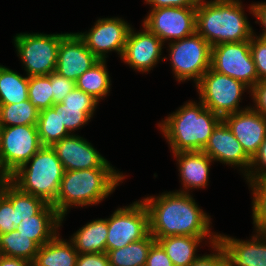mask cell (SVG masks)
<instances>
[{
	"instance_id": "1",
	"label": "cell",
	"mask_w": 266,
	"mask_h": 266,
	"mask_svg": "<svg viewBox=\"0 0 266 266\" xmlns=\"http://www.w3.org/2000/svg\"><path fill=\"white\" fill-rule=\"evenodd\" d=\"M149 215V232L154 238L168 236H211L210 217L186 191L168 192L142 201ZM210 234V235H209Z\"/></svg>"
},
{
	"instance_id": "2",
	"label": "cell",
	"mask_w": 266,
	"mask_h": 266,
	"mask_svg": "<svg viewBox=\"0 0 266 266\" xmlns=\"http://www.w3.org/2000/svg\"><path fill=\"white\" fill-rule=\"evenodd\" d=\"M196 32L211 47L248 41L254 35L239 0H199L196 6Z\"/></svg>"
},
{
	"instance_id": "3",
	"label": "cell",
	"mask_w": 266,
	"mask_h": 266,
	"mask_svg": "<svg viewBox=\"0 0 266 266\" xmlns=\"http://www.w3.org/2000/svg\"><path fill=\"white\" fill-rule=\"evenodd\" d=\"M123 179L124 175L113 168L65 171L58 197L52 205L63 221L69 206L97 204L111 194Z\"/></svg>"
},
{
	"instance_id": "4",
	"label": "cell",
	"mask_w": 266,
	"mask_h": 266,
	"mask_svg": "<svg viewBox=\"0 0 266 266\" xmlns=\"http://www.w3.org/2000/svg\"><path fill=\"white\" fill-rule=\"evenodd\" d=\"M198 105L188 102L159 124L173 153L202 151L213 130L222 121L201 102Z\"/></svg>"
},
{
	"instance_id": "5",
	"label": "cell",
	"mask_w": 266,
	"mask_h": 266,
	"mask_svg": "<svg viewBox=\"0 0 266 266\" xmlns=\"http://www.w3.org/2000/svg\"><path fill=\"white\" fill-rule=\"evenodd\" d=\"M31 162L29 168L27 165ZM64 167L50 146H42L26 163L10 175L21 191L53 204L57 197Z\"/></svg>"
},
{
	"instance_id": "6",
	"label": "cell",
	"mask_w": 266,
	"mask_h": 266,
	"mask_svg": "<svg viewBox=\"0 0 266 266\" xmlns=\"http://www.w3.org/2000/svg\"><path fill=\"white\" fill-rule=\"evenodd\" d=\"M65 34H17L16 51L21 58L27 76L49 75L56 70L58 49Z\"/></svg>"
},
{
	"instance_id": "7",
	"label": "cell",
	"mask_w": 266,
	"mask_h": 266,
	"mask_svg": "<svg viewBox=\"0 0 266 266\" xmlns=\"http://www.w3.org/2000/svg\"><path fill=\"white\" fill-rule=\"evenodd\" d=\"M200 102L222 119L240 109L239 101L246 88L243 82L221 74L211 67L196 83Z\"/></svg>"
},
{
	"instance_id": "8",
	"label": "cell",
	"mask_w": 266,
	"mask_h": 266,
	"mask_svg": "<svg viewBox=\"0 0 266 266\" xmlns=\"http://www.w3.org/2000/svg\"><path fill=\"white\" fill-rule=\"evenodd\" d=\"M172 70L180 82L197 83L211 67V45L197 32L170 43Z\"/></svg>"
},
{
	"instance_id": "9",
	"label": "cell",
	"mask_w": 266,
	"mask_h": 266,
	"mask_svg": "<svg viewBox=\"0 0 266 266\" xmlns=\"http://www.w3.org/2000/svg\"><path fill=\"white\" fill-rule=\"evenodd\" d=\"M211 68L243 82L250 90L259 81L250 50V40L211 47Z\"/></svg>"
},
{
	"instance_id": "10",
	"label": "cell",
	"mask_w": 266,
	"mask_h": 266,
	"mask_svg": "<svg viewBox=\"0 0 266 266\" xmlns=\"http://www.w3.org/2000/svg\"><path fill=\"white\" fill-rule=\"evenodd\" d=\"M106 252L145 238L149 232V215L142 201L118 208L107 219Z\"/></svg>"
},
{
	"instance_id": "11",
	"label": "cell",
	"mask_w": 266,
	"mask_h": 266,
	"mask_svg": "<svg viewBox=\"0 0 266 266\" xmlns=\"http://www.w3.org/2000/svg\"><path fill=\"white\" fill-rule=\"evenodd\" d=\"M41 147L37 125L1 127L0 163L8 175L26 163Z\"/></svg>"
},
{
	"instance_id": "12",
	"label": "cell",
	"mask_w": 266,
	"mask_h": 266,
	"mask_svg": "<svg viewBox=\"0 0 266 266\" xmlns=\"http://www.w3.org/2000/svg\"><path fill=\"white\" fill-rule=\"evenodd\" d=\"M143 25L162 42L180 40L196 32V6L152 9Z\"/></svg>"
},
{
	"instance_id": "13",
	"label": "cell",
	"mask_w": 266,
	"mask_h": 266,
	"mask_svg": "<svg viewBox=\"0 0 266 266\" xmlns=\"http://www.w3.org/2000/svg\"><path fill=\"white\" fill-rule=\"evenodd\" d=\"M131 27L124 20L117 18L98 19L88 33H78L87 48L99 59L106 60L108 51L123 54Z\"/></svg>"
},
{
	"instance_id": "14",
	"label": "cell",
	"mask_w": 266,
	"mask_h": 266,
	"mask_svg": "<svg viewBox=\"0 0 266 266\" xmlns=\"http://www.w3.org/2000/svg\"><path fill=\"white\" fill-rule=\"evenodd\" d=\"M52 149L65 171L112 168L94 147L80 136L70 135L54 143Z\"/></svg>"
},
{
	"instance_id": "15",
	"label": "cell",
	"mask_w": 266,
	"mask_h": 266,
	"mask_svg": "<svg viewBox=\"0 0 266 266\" xmlns=\"http://www.w3.org/2000/svg\"><path fill=\"white\" fill-rule=\"evenodd\" d=\"M222 120L252 159L266 137V116L257 112L254 107H247L225 116Z\"/></svg>"
},
{
	"instance_id": "16",
	"label": "cell",
	"mask_w": 266,
	"mask_h": 266,
	"mask_svg": "<svg viewBox=\"0 0 266 266\" xmlns=\"http://www.w3.org/2000/svg\"><path fill=\"white\" fill-rule=\"evenodd\" d=\"M97 61L78 33H67L60 41L55 72L76 82Z\"/></svg>"
},
{
	"instance_id": "17",
	"label": "cell",
	"mask_w": 266,
	"mask_h": 266,
	"mask_svg": "<svg viewBox=\"0 0 266 266\" xmlns=\"http://www.w3.org/2000/svg\"><path fill=\"white\" fill-rule=\"evenodd\" d=\"M162 43L159 37L145 26L144 30L138 33L131 28L121 58L132 68L148 72L160 59Z\"/></svg>"
},
{
	"instance_id": "18",
	"label": "cell",
	"mask_w": 266,
	"mask_h": 266,
	"mask_svg": "<svg viewBox=\"0 0 266 266\" xmlns=\"http://www.w3.org/2000/svg\"><path fill=\"white\" fill-rule=\"evenodd\" d=\"M202 151L213 161L246 168L245 175L248 174L251 158L245 153L240 142L223 120L213 130Z\"/></svg>"
},
{
	"instance_id": "19",
	"label": "cell",
	"mask_w": 266,
	"mask_h": 266,
	"mask_svg": "<svg viewBox=\"0 0 266 266\" xmlns=\"http://www.w3.org/2000/svg\"><path fill=\"white\" fill-rule=\"evenodd\" d=\"M257 233L252 241L218 235V242L224 248L230 266H266V234Z\"/></svg>"
},
{
	"instance_id": "20",
	"label": "cell",
	"mask_w": 266,
	"mask_h": 266,
	"mask_svg": "<svg viewBox=\"0 0 266 266\" xmlns=\"http://www.w3.org/2000/svg\"><path fill=\"white\" fill-rule=\"evenodd\" d=\"M61 216L52 204H46L36 215L22 220L16 230L33 240L39 247L48 243L61 225Z\"/></svg>"
},
{
	"instance_id": "21",
	"label": "cell",
	"mask_w": 266,
	"mask_h": 266,
	"mask_svg": "<svg viewBox=\"0 0 266 266\" xmlns=\"http://www.w3.org/2000/svg\"><path fill=\"white\" fill-rule=\"evenodd\" d=\"M173 154L178 158L183 187L191 189L202 188L207 185L209 166L212 162L208 155L203 151H183Z\"/></svg>"
},
{
	"instance_id": "22",
	"label": "cell",
	"mask_w": 266,
	"mask_h": 266,
	"mask_svg": "<svg viewBox=\"0 0 266 266\" xmlns=\"http://www.w3.org/2000/svg\"><path fill=\"white\" fill-rule=\"evenodd\" d=\"M107 235V219H98L74 233L71 242L78 254L106 253Z\"/></svg>"
},
{
	"instance_id": "23",
	"label": "cell",
	"mask_w": 266,
	"mask_h": 266,
	"mask_svg": "<svg viewBox=\"0 0 266 266\" xmlns=\"http://www.w3.org/2000/svg\"><path fill=\"white\" fill-rule=\"evenodd\" d=\"M78 256L72 242L68 243L55 235L39 247L33 262L38 266H75Z\"/></svg>"
},
{
	"instance_id": "24",
	"label": "cell",
	"mask_w": 266,
	"mask_h": 266,
	"mask_svg": "<svg viewBox=\"0 0 266 266\" xmlns=\"http://www.w3.org/2000/svg\"><path fill=\"white\" fill-rule=\"evenodd\" d=\"M203 238L205 237L178 235L155 239L163 247L174 266H189L199 257L195 252Z\"/></svg>"
},
{
	"instance_id": "25",
	"label": "cell",
	"mask_w": 266,
	"mask_h": 266,
	"mask_svg": "<svg viewBox=\"0 0 266 266\" xmlns=\"http://www.w3.org/2000/svg\"><path fill=\"white\" fill-rule=\"evenodd\" d=\"M156 242L152 234L119 249L108 250L109 266H145L151 246Z\"/></svg>"
},
{
	"instance_id": "26",
	"label": "cell",
	"mask_w": 266,
	"mask_h": 266,
	"mask_svg": "<svg viewBox=\"0 0 266 266\" xmlns=\"http://www.w3.org/2000/svg\"><path fill=\"white\" fill-rule=\"evenodd\" d=\"M2 194L12 203L16 215V227L22 220L36 215L47 203L36 196L21 191L9 181Z\"/></svg>"
},
{
	"instance_id": "27",
	"label": "cell",
	"mask_w": 266,
	"mask_h": 266,
	"mask_svg": "<svg viewBox=\"0 0 266 266\" xmlns=\"http://www.w3.org/2000/svg\"><path fill=\"white\" fill-rule=\"evenodd\" d=\"M105 60L97 61L85 71L76 81V87L91 95L97 101L107 95L110 89L109 73Z\"/></svg>"
},
{
	"instance_id": "28",
	"label": "cell",
	"mask_w": 266,
	"mask_h": 266,
	"mask_svg": "<svg viewBox=\"0 0 266 266\" xmlns=\"http://www.w3.org/2000/svg\"><path fill=\"white\" fill-rule=\"evenodd\" d=\"M28 100V76L0 65V104H14Z\"/></svg>"
},
{
	"instance_id": "29",
	"label": "cell",
	"mask_w": 266,
	"mask_h": 266,
	"mask_svg": "<svg viewBox=\"0 0 266 266\" xmlns=\"http://www.w3.org/2000/svg\"><path fill=\"white\" fill-rule=\"evenodd\" d=\"M39 246L30 238L13 230L0 234V255L11 258H20L33 262Z\"/></svg>"
},
{
	"instance_id": "30",
	"label": "cell",
	"mask_w": 266,
	"mask_h": 266,
	"mask_svg": "<svg viewBox=\"0 0 266 266\" xmlns=\"http://www.w3.org/2000/svg\"><path fill=\"white\" fill-rule=\"evenodd\" d=\"M37 129L42 146H52L61 139L70 136L62 123L61 113L53 107L40 111Z\"/></svg>"
},
{
	"instance_id": "31",
	"label": "cell",
	"mask_w": 266,
	"mask_h": 266,
	"mask_svg": "<svg viewBox=\"0 0 266 266\" xmlns=\"http://www.w3.org/2000/svg\"><path fill=\"white\" fill-rule=\"evenodd\" d=\"M39 113L40 111L29 99L20 103L0 104V125L1 127L37 125Z\"/></svg>"
},
{
	"instance_id": "32",
	"label": "cell",
	"mask_w": 266,
	"mask_h": 266,
	"mask_svg": "<svg viewBox=\"0 0 266 266\" xmlns=\"http://www.w3.org/2000/svg\"><path fill=\"white\" fill-rule=\"evenodd\" d=\"M28 99L39 111L52 107L51 73L28 77Z\"/></svg>"
},
{
	"instance_id": "33",
	"label": "cell",
	"mask_w": 266,
	"mask_h": 266,
	"mask_svg": "<svg viewBox=\"0 0 266 266\" xmlns=\"http://www.w3.org/2000/svg\"><path fill=\"white\" fill-rule=\"evenodd\" d=\"M52 107L56 112L61 113L62 123L69 133L87 124L96 108L66 106L62 103L53 104Z\"/></svg>"
},
{
	"instance_id": "34",
	"label": "cell",
	"mask_w": 266,
	"mask_h": 266,
	"mask_svg": "<svg viewBox=\"0 0 266 266\" xmlns=\"http://www.w3.org/2000/svg\"><path fill=\"white\" fill-rule=\"evenodd\" d=\"M253 189V222L257 232L266 234V179L248 180Z\"/></svg>"
},
{
	"instance_id": "35",
	"label": "cell",
	"mask_w": 266,
	"mask_h": 266,
	"mask_svg": "<svg viewBox=\"0 0 266 266\" xmlns=\"http://www.w3.org/2000/svg\"><path fill=\"white\" fill-rule=\"evenodd\" d=\"M250 50L260 80L266 79V39L254 37L250 39Z\"/></svg>"
},
{
	"instance_id": "36",
	"label": "cell",
	"mask_w": 266,
	"mask_h": 266,
	"mask_svg": "<svg viewBox=\"0 0 266 266\" xmlns=\"http://www.w3.org/2000/svg\"><path fill=\"white\" fill-rule=\"evenodd\" d=\"M212 246L217 253L210 255L199 256L189 266H224L227 263V255L224 248L218 242V235H213L210 238Z\"/></svg>"
},
{
	"instance_id": "37",
	"label": "cell",
	"mask_w": 266,
	"mask_h": 266,
	"mask_svg": "<svg viewBox=\"0 0 266 266\" xmlns=\"http://www.w3.org/2000/svg\"><path fill=\"white\" fill-rule=\"evenodd\" d=\"M51 85L53 92V103L58 104L61 103L65 96L76 87V82L61 76L54 71L51 73Z\"/></svg>"
},
{
	"instance_id": "38",
	"label": "cell",
	"mask_w": 266,
	"mask_h": 266,
	"mask_svg": "<svg viewBox=\"0 0 266 266\" xmlns=\"http://www.w3.org/2000/svg\"><path fill=\"white\" fill-rule=\"evenodd\" d=\"M16 230V215L12 203L0 193V234Z\"/></svg>"
},
{
	"instance_id": "39",
	"label": "cell",
	"mask_w": 266,
	"mask_h": 266,
	"mask_svg": "<svg viewBox=\"0 0 266 266\" xmlns=\"http://www.w3.org/2000/svg\"><path fill=\"white\" fill-rule=\"evenodd\" d=\"M257 165L258 167L260 165L262 168H258V170L255 171L256 173H254V171H252V167ZM264 168L266 169V137L260 145L258 152L251 159V170L249 169L248 174L245 175L247 180L266 179V170Z\"/></svg>"
},
{
	"instance_id": "40",
	"label": "cell",
	"mask_w": 266,
	"mask_h": 266,
	"mask_svg": "<svg viewBox=\"0 0 266 266\" xmlns=\"http://www.w3.org/2000/svg\"><path fill=\"white\" fill-rule=\"evenodd\" d=\"M61 103L65 104L66 106L74 107H96L98 101L91 95L75 87L69 94L65 96Z\"/></svg>"
},
{
	"instance_id": "41",
	"label": "cell",
	"mask_w": 266,
	"mask_h": 266,
	"mask_svg": "<svg viewBox=\"0 0 266 266\" xmlns=\"http://www.w3.org/2000/svg\"><path fill=\"white\" fill-rule=\"evenodd\" d=\"M145 266H174L163 247L156 241L150 248Z\"/></svg>"
},
{
	"instance_id": "42",
	"label": "cell",
	"mask_w": 266,
	"mask_h": 266,
	"mask_svg": "<svg viewBox=\"0 0 266 266\" xmlns=\"http://www.w3.org/2000/svg\"><path fill=\"white\" fill-rule=\"evenodd\" d=\"M75 266H109L107 253L79 254Z\"/></svg>"
},
{
	"instance_id": "43",
	"label": "cell",
	"mask_w": 266,
	"mask_h": 266,
	"mask_svg": "<svg viewBox=\"0 0 266 266\" xmlns=\"http://www.w3.org/2000/svg\"><path fill=\"white\" fill-rule=\"evenodd\" d=\"M251 93L256 104L255 110L266 116V79L258 81Z\"/></svg>"
},
{
	"instance_id": "44",
	"label": "cell",
	"mask_w": 266,
	"mask_h": 266,
	"mask_svg": "<svg viewBox=\"0 0 266 266\" xmlns=\"http://www.w3.org/2000/svg\"><path fill=\"white\" fill-rule=\"evenodd\" d=\"M151 4L152 9L165 7H189L197 6L199 0H145Z\"/></svg>"
},
{
	"instance_id": "45",
	"label": "cell",
	"mask_w": 266,
	"mask_h": 266,
	"mask_svg": "<svg viewBox=\"0 0 266 266\" xmlns=\"http://www.w3.org/2000/svg\"><path fill=\"white\" fill-rule=\"evenodd\" d=\"M250 10L254 16L257 17L260 24L264 25V33H262L260 38L266 39V3L252 4Z\"/></svg>"
},
{
	"instance_id": "46",
	"label": "cell",
	"mask_w": 266,
	"mask_h": 266,
	"mask_svg": "<svg viewBox=\"0 0 266 266\" xmlns=\"http://www.w3.org/2000/svg\"><path fill=\"white\" fill-rule=\"evenodd\" d=\"M29 261L0 255V266H29Z\"/></svg>"
},
{
	"instance_id": "47",
	"label": "cell",
	"mask_w": 266,
	"mask_h": 266,
	"mask_svg": "<svg viewBox=\"0 0 266 266\" xmlns=\"http://www.w3.org/2000/svg\"><path fill=\"white\" fill-rule=\"evenodd\" d=\"M10 181V175L6 173L0 163V193L4 190L5 185Z\"/></svg>"
},
{
	"instance_id": "48",
	"label": "cell",
	"mask_w": 266,
	"mask_h": 266,
	"mask_svg": "<svg viewBox=\"0 0 266 266\" xmlns=\"http://www.w3.org/2000/svg\"><path fill=\"white\" fill-rule=\"evenodd\" d=\"M29 266H38L37 264H35L34 262H30Z\"/></svg>"
}]
</instances>
